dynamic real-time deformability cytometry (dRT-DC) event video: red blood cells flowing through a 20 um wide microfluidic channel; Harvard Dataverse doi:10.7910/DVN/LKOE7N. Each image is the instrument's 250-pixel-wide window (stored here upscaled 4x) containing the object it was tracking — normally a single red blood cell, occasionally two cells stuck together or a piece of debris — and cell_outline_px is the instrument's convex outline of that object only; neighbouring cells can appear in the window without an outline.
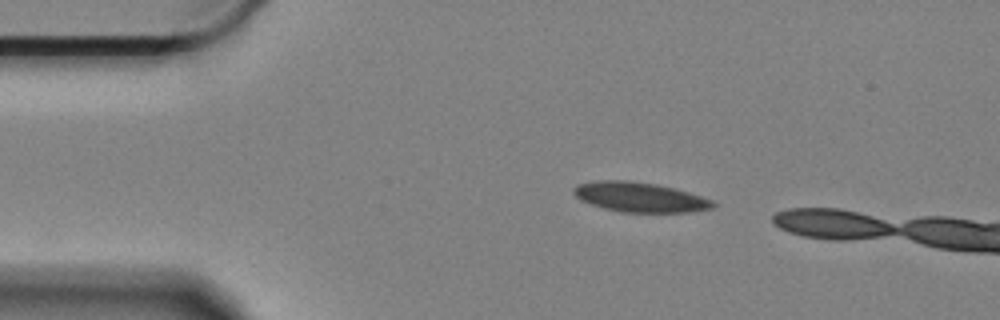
{"species": "Egyptian fruit bat (a non-hibernating species)", "species_latin": "Rousettus aegyptiacus", "temperature_condition": "cold", "stored_images_in_passage": 4, "camera_frame_rate_fps": 3000, "um_per_image_px": 0.085, "animal": {"sex": "female"}, "frame": {"image": 1, "passage_image": 1, "time_ms": 0.0, "image_size_px": [1000, 320], "cell_outline_px": [[716, 204], [712, 208], [692, 212], [620, 212], [604, 208], [580, 200], [572, 192], [572, 188], [576, 184], [596, 180], [628, 180], [656, 184], [676, 188], [712, 200]], "centroid_in_image_um": [54.35, 16.75], "position_along_channel_um": 30.6, "area_um2": 24.28}}